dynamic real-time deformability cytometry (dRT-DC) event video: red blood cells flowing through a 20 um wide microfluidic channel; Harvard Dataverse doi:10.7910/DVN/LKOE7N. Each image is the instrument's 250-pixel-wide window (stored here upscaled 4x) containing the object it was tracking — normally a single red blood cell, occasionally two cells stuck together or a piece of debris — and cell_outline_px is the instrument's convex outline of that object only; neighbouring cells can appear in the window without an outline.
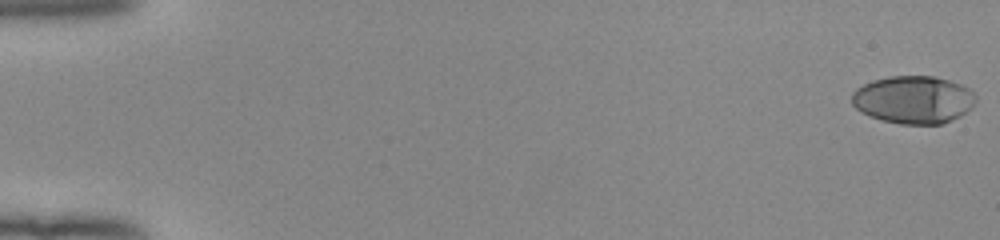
{"species": "human", "species_latin": "Homo sapiens", "temperature_condition": "room temperature", "stored_images_in_passage": 53, "camera_frame_rate_fps": 3000, "um_per_image_px": 0.085, "donor": {"sex": "female"}, "frame": {"image": 1, "passage_image": 1, "time_ms": 0.0, "image_size_px": [1000, 240], "cell_outline_px": [[976, 104], [972, 108], [960, 116], [952, 120], [940, 124], [900, 124], [880, 120], [868, 116], [860, 112], [852, 104], [852, 92], [856, 88], [872, 80], [888, 76], [932, 76], [948, 80], [960, 84], [968, 88], [976, 96]], "centroid_in_image_um": [77.63, 8.48], "position_along_channel_um": 7.4, "area_um2": 34.8}}
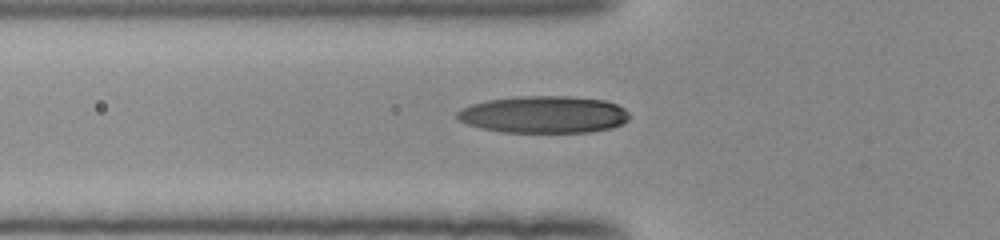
{"frame": {"image": 2, "passage_image": 20, "time_ms": 6.333, "image_size_px": [1000, 240], "cell_outline_px": [[628, 120], [624, 124], [612, 128], [588, 132], [500, 132], [480, 128], [468, 124], [460, 120], [456, 116], [456, 112], [460, 108], [472, 104], [488, 100], [520, 96], [568, 96], [604, 100], [616, 104], [624, 108], [628, 112]], "centroid_in_image_um": [46.23, 9.74], "position_along_channel_um": 79.6, "area_um2": 37.34}}
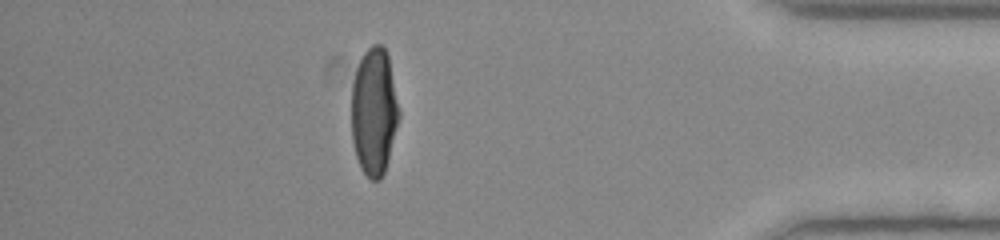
{"frame": {"image": 3, "passage_image": 47, "time_ms": 15.333, "image_size_px": [1000, 240], "cell_outline_px": [[400, 116], [388, 160], [384, 172], [380, 180], [372, 180], [360, 168], [356, 156], [352, 140], [352, 84], [356, 68], [364, 52], [372, 44], [380, 44], [384, 48], [388, 56], [400, 112]], "centroid_in_image_um": [31.79, 9.48], "position_along_channel_um": 403.4, "area_um2": 35.2}, "authors_computed_cell_mechanics": {"area_um2": 35.6626, "velocity_mm_per_s": 3.9957, "shape_relaxation_time_tau1_ms": 4.8407, "shape_relaxation_time_tau2_ms": 0.8936, "deformation_change_tau1": 0.2417, "deformation_change_tau2": 0.0508}}